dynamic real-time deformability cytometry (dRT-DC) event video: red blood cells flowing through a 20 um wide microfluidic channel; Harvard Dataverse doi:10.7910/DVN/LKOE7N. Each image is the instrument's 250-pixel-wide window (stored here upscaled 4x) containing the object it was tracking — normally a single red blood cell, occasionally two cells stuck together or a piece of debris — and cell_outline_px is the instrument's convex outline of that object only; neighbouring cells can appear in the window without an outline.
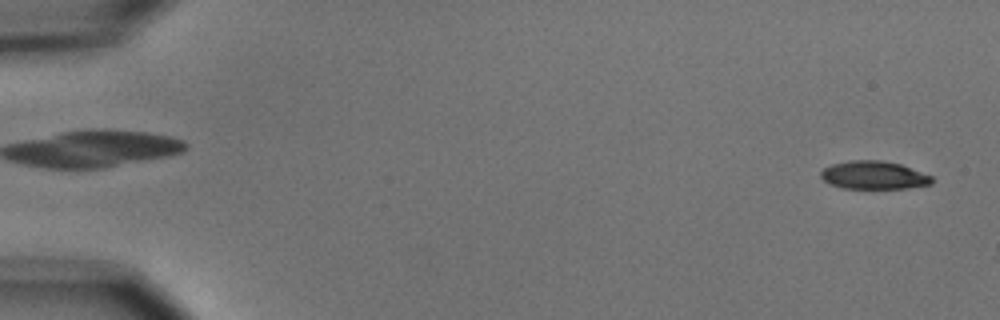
{"species": "common noctule bat (a hibernating species)", "species_latin": "Nyctalus noctula", "temperature_condition": "cold", "stored_images_in_passage": 4, "segment_of_instrument_passage": [2, 2], "camera_frame_rate_fps": 3000, "um_per_image_px": 0.085, "animal": {"sex": "male", "body_mass_g": 15.6}, "frame": {"image": 1, "passage_image": 4, "time_ms": 4.333, "image_size_px": [1000, 320], "cell_outline_px": [[932, 184], [908, 188], [844, 188], [832, 184], [824, 180], [820, 176], [820, 172], [824, 168], [832, 164], [848, 160], [880, 160], [900, 164], [932, 176]], "centroid_in_image_um": [74.27, 14.88], "position_along_channel_um": 10.7, "area_um2": 18.03}}